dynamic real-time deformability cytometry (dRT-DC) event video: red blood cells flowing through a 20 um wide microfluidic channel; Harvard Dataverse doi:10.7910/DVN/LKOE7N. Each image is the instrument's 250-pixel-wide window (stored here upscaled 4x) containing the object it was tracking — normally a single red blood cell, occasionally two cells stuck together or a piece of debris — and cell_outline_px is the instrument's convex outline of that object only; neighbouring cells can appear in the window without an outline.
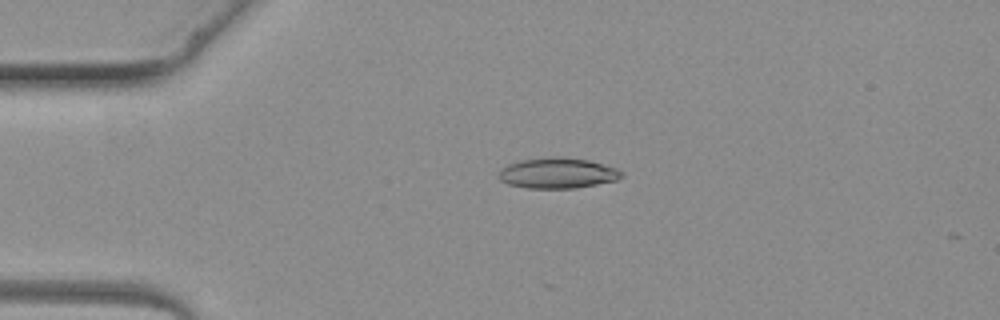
{"species": "common noctule bat (a hibernating species)", "species_latin": "Nyctalus noctula", "temperature_condition": "warm", "stored_images_in_passage": 3, "camera_frame_rate_fps": 3000, "um_per_image_px": 0.085, "animal": {"sex": "female", "body_mass_g": 19.3, "forearm_length_mm": 54.1}, "frame": {"image": 1, "passage_image": 2, "time_ms": 2.0, "image_size_px": [1000, 320], "cell_outline_px": [[624, 176], [616, 180], [576, 188], [528, 188], [508, 184], [500, 180], [496, 176], [508, 164], [520, 160], [548, 156], [560, 156], [588, 160], [616, 168], [624, 172]], "centroid_in_image_um": [47.39, 14.7], "position_along_channel_um": 37.6, "area_um2": 21.96}}